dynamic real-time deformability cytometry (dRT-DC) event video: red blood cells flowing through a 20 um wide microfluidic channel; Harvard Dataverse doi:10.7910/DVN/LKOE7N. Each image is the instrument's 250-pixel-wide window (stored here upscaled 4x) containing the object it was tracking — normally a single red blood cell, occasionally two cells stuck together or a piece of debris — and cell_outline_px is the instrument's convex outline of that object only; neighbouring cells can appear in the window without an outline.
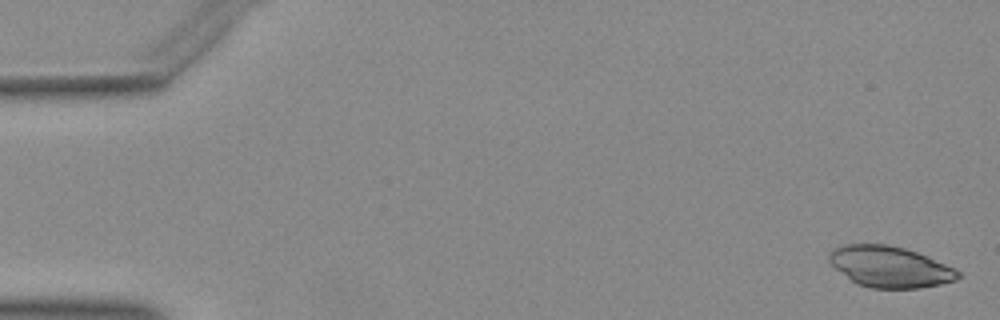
{"species": "Egyptian fruit bat (a non-hibernating species)", "species_latin": "Rousettus aegyptiacus", "temperature_condition": "warm", "stored_images_in_passage": 50, "camera_frame_rate_fps": 3000, "um_per_image_px": 0.085, "animal": {"sex": "female"}, "frame": {"image": 1, "passage_image": 1, "time_ms": 0.0, "image_size_px": [1000, 320], "cell_outline_px": [[960, 276], [956, 280], [940, 284], [920, 288], [872, 288], [856, 284], [836, 268], [828, 260], [828, 252], [844, 244], [884, 244], [904, 248], [916, 252], [956, 268], [960, 272]], "centroid_in_image_um": [75.64, 22.68], "position_along_channel_um": 9.4, "area_um2": 30.69}}
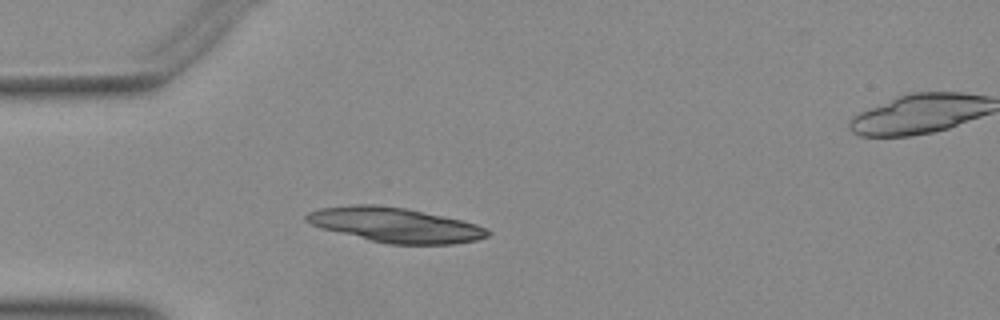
{"frame": {"image": 2, "passage_image": 14, "time_ms": 4.333, "image_size_px": [1000, 320], "cell_outline_px": [[492, 232], [488, 236], [476, 240], [452, 244], [388, 244], [324, 228], [312, 224], [304, 220], [304, 216], [308, 212], [320, 208], [356, 204], [372, 204], [404, 208], [444, 216], [476, 224], [488, 228]], "centroid_in_image_um": [33.63, 19.11], "position_along_channel_um": 51.4, "area_um2": 36.18}}